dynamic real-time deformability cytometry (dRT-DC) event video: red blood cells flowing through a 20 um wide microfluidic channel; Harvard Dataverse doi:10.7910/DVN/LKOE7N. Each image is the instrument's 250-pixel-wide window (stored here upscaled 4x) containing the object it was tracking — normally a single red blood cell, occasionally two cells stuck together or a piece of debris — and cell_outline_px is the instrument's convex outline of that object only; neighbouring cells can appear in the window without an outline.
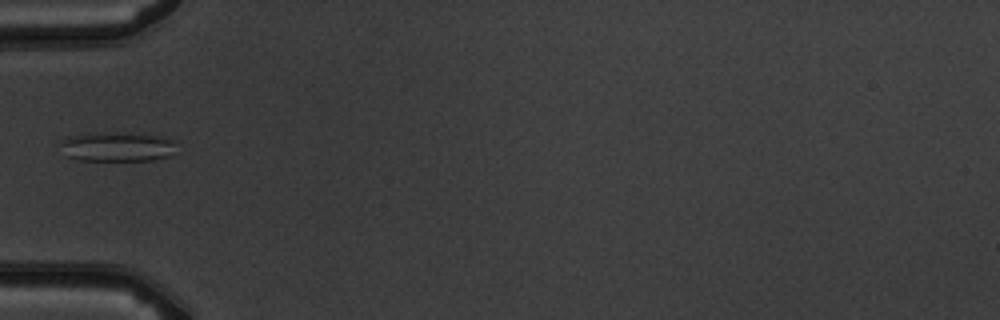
{"species": "common noctule bat (a hibernating species)", "species_latin": "Nyctalus noctula", "temperature_condition": "warm", "stored_images_in_passage": 2, "camera_frame_rate_fps": 3000, "um_per_image_px": 0.085, "animal": {"sex": "male", "body_mass_g": 19.5, "forearm_length_mm": 54.6}, "frame": {"image": 1, "passage_image": 1, "time_ms": 0.0, "image_size_px": [1000, 320], "cell_outline_px": [[172, 152], [168, 156], [152, 160], [80, 160], [64, 156], [64, 140], [68, 136], [92, 132], [116, 132], [152, 136], [172, 140]], "centroid_in_image_um": [9.88, 12.47], "position_along_channel_um": 75.1, "area_um2": 19.31}}
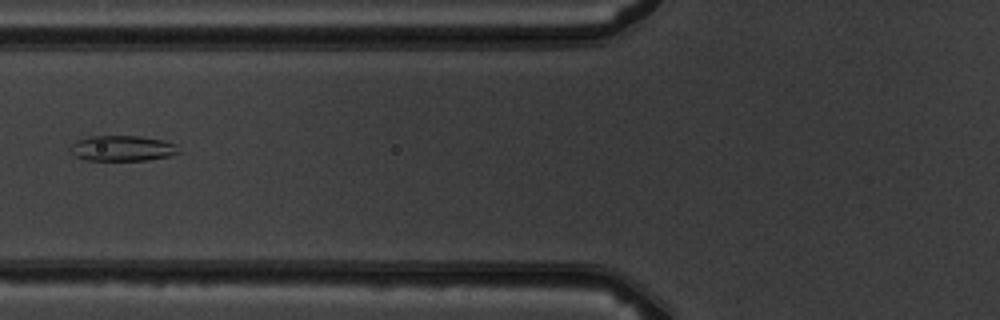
{"frame": {"image": 2, "passage_image": 2, "time_ms": 1.0, "image_size_px": [1000, 320], "cell_outline_px": [[180, 152], [168, 156], [148, 160], [88, 160], [76, 156], [68, 148], [76, 140], [92, 136], [140, 136], [164, 140], [176, 144]], "centroid_in_image_um": [10.41, 12.6], "position_along_channel_um": 115.4, "area_um2": 16.07}}